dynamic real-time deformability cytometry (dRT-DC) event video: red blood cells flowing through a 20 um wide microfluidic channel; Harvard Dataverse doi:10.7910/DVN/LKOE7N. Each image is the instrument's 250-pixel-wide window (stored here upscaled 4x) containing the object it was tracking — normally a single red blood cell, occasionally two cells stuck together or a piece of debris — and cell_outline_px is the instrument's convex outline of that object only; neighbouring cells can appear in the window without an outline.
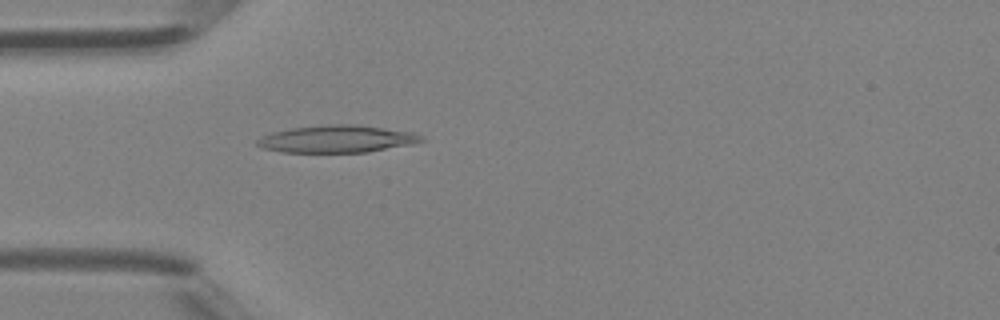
{"species": "Egyptian fruit bat (a non-hibernating species)", "species_latin": "Rousettus aegyptiacus", "temperature_condition": "room temperature", "stored_images_in_passage": 34, "camera_frame_rate_fps": 3000, "um_per_image_px": 0.085, "animal": {"sex": "female"}, "frame": {"image": 1, "passage_image": 2, "time_ms": 0.333, "image_size_px": [1000, 320], "cell_outline_px": [[424, 140], [412, 144], [368, 152], [280, 152], [264, 148], [256, 144], [256, 140], [272, 132], [292, 128], [324, 124], [356, 124], [412, 132], [424, 136]], "centroid_in_image_um": [28.65, 11.81], "position_along_channel_um": 56.3, "area_um2": 26.07}}
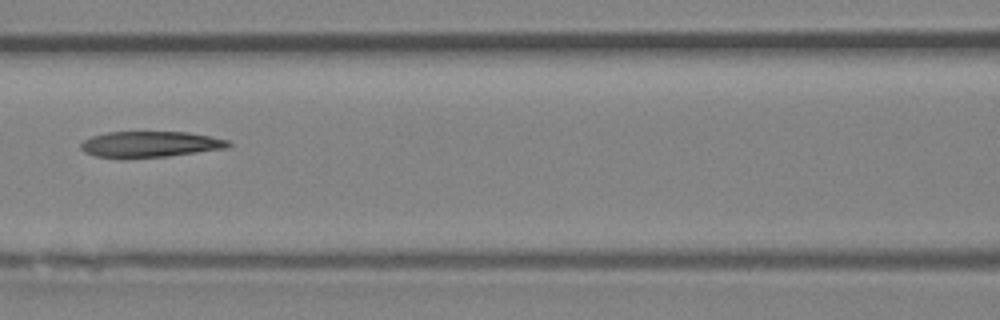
{"frame": {"image": 2, "passage_image": 9, "time_ms": 2.667, "image_size_px": [1000, 320], "cell_outline_px": [[232, 144], [228, 148], [168, 156], [96, 156], [84, 152], [80, 148], [80, 144], [84, 140], [92, 136], [108, 132], [184, 132], [208, 136], [228, 140]], "centroid_in_image_um": [12.79, 12.24], "position_along_channel_um": 153.8, "area_um2": 21.62}}
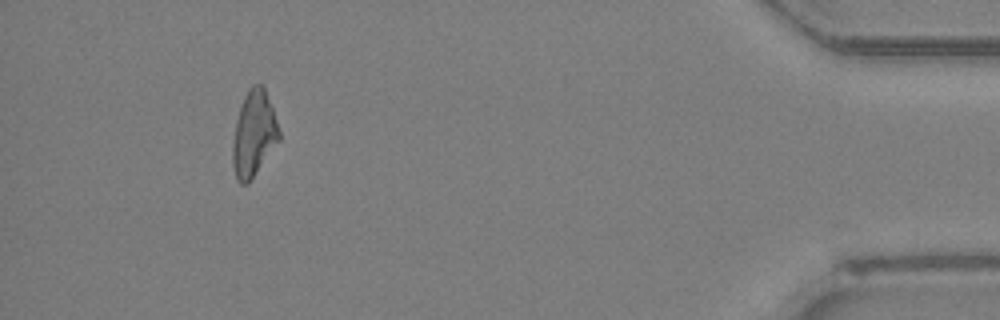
{"frame": {"image": 3, "passage_image": 31, "time_ms": 10.0, "image_size_px": [1000, 320], "cell_outline_px": [[280, 140], [248, 184], [240, 184], [236, 180], [232, 164], [232, 144], [236, 120], [244, 96], [248, 88], [252, 84], [264, 84], [280, 132]], "centroid_in_image_um": [21.56, 11.38], "position_along_channel_um": 413.6, "area_um2": 23.35}}